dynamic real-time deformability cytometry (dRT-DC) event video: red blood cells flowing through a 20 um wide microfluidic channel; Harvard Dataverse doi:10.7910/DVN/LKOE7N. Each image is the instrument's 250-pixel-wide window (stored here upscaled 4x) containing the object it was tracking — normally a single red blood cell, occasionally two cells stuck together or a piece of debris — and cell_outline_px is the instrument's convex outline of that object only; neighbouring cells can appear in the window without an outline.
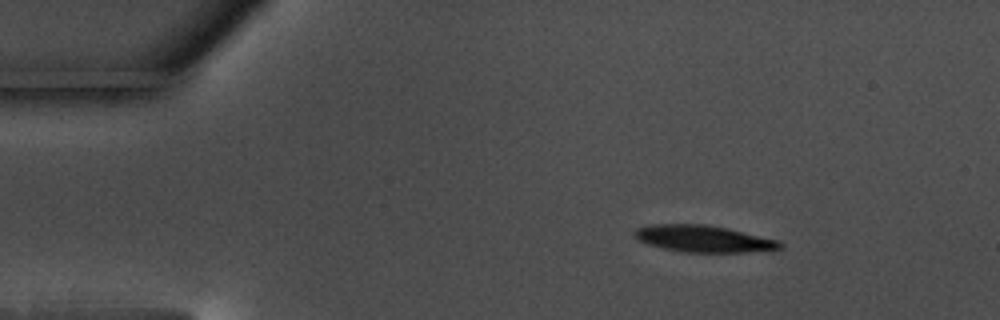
{"species": "common noctule bat (a hibernating species)", "species_latin": "Nyctalus noctula", "temperature_condition": "warm", "stored_images_in_passage": 50, "camera_frame_rate_fps": 3000, "um_per_image_px": 0.085, "animal": {"sex": "male", "body_mass_g": 17.5, "forearm_length_mm": 52.3}, "frame": {"image": 1, "passage_image": 1, "time_ms": 0.0, "image_size_px": [1000, 320], "cell_outline_px": [[784, 244], [780, 248], [744, 252], [680, 252], [648, 244], [636, 240], [632, 236], [632, 232], [636, 228], [652, 224], [704, 224], [728, 228], [780, 240]], "centroid_in_image_um": [59.74, 20.28], "position_along_channel_um": 25.3, "area_um2": 22.83}}
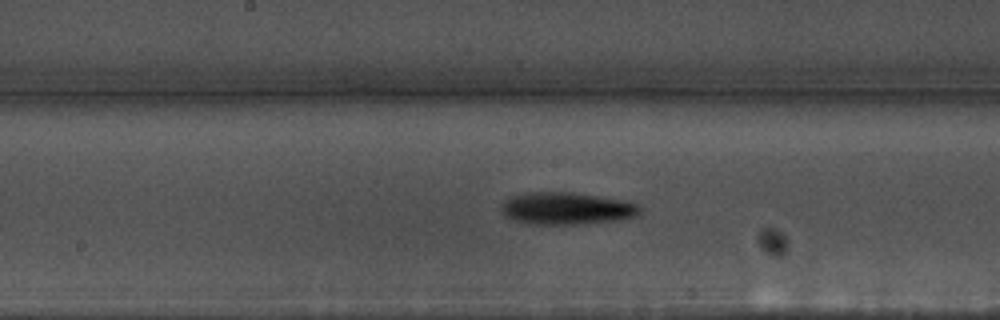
{"frame": {"image": 2, "passage_image": 22, "time_ms": 7.0, "image_size_px": [1000, 320], "cell_outline_px": [[640, 212], [632, 216], [616, 220], [572, 224], [528, 224], [516, 220], [500, 212], [500, 208], [512, 196], [532, 192], [572, 192], [620, 200], [636, 204], [640, 208]], "centroid_in_image_um": [48.11, 17.71], "position_along_channel_um": 200.1, "area_um2": 25.26}}
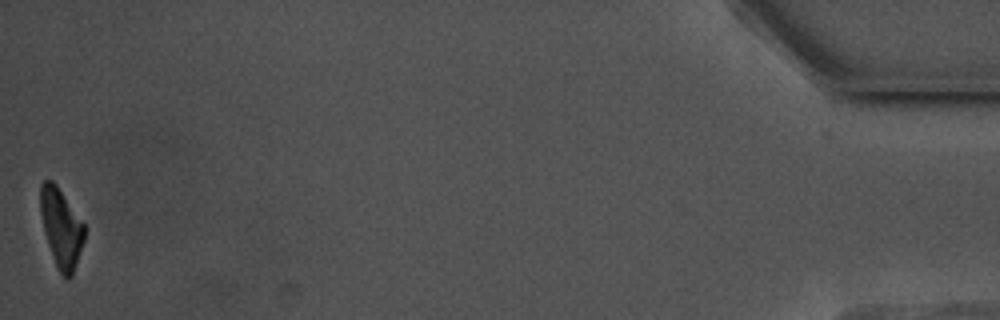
{"frame": {"image": 3, "passage_image": 50, "time_ms": 16.333, "image_size_px": [1000, 320], "cell_outline_px": [[84, 240], [72, 276], [68, 280], [60, 272], [56, 264], [48, 244], [44, 232], [40, 212], [40, 184], [44, 180], [52, 180], [56, 184], [84, 224]], "centroid_in_image_um": [5.18, 19.35], "position_along_channel_um": 430.0, "area_um2": 19.88}, "authors_computed_cell_mechanics": {"area_um2": 23.409, "velocity_mm_per_s": 3.5087, "shape_relaxation_time_tau1_ms": 2.5045, "shape_relaxation_time_tau2_ms": null, "deformation_change_tau1": 0.1325, "deformation_change_tau2": null}}